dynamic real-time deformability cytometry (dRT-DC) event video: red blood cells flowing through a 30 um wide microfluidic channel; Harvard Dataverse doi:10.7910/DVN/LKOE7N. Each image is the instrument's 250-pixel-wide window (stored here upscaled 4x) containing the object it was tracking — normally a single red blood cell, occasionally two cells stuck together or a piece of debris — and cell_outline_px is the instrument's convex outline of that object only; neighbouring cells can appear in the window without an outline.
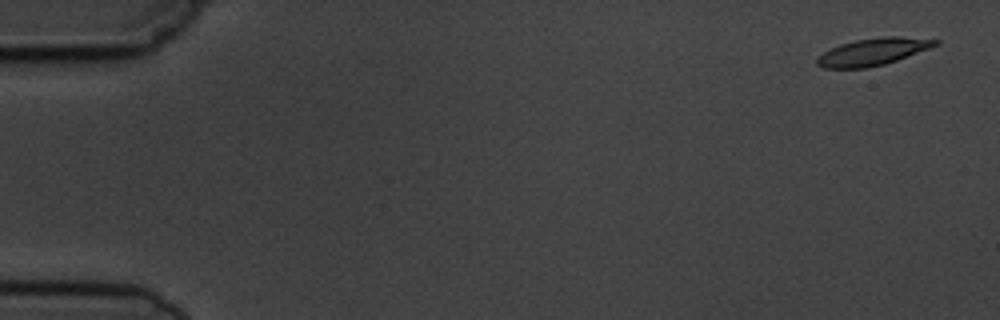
{"species": "common noctule bat (a hibernating species)", "species_latin": "Nyctalus noctula", "temperature_condition": "cold", "stored_images_in_passage": 4, "camera_frame_rate_fps": 3000, "um_per_image_px": 0.085, "animal": {"sex": "male", "body_mass_g": 19.5, "forearm_length_mm": 54.6}, "frame": {"image": 1, "passage_image": 1, "time_ms": 0.0, "image_size_px": [1000, 320], "cell_outline_px": [[940, 44], [896, 60], [884, 64], [868, 68], [824, 68], [816, 64], [816, 60], [824, 52], [840, 44], [856, 40], [884, 36], [900, 36], [940, 40]], "centroid_in_image_um": [74.21, 4.4], "position_along_channel_um": 10.8, "area_um2": 18.5}}
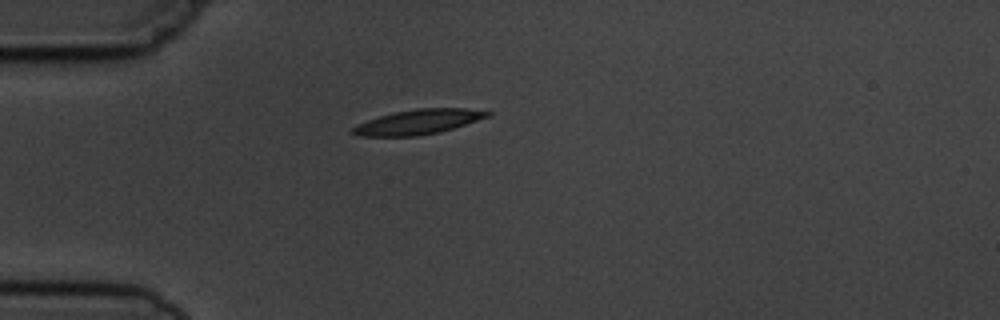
{"frame": {"image": 2, "passage_image": 4, "time_ms": 4.333, "image_size_px": [1000, 320], "cell_outline_px": [[492, 116], [440, 132], [416, 136], [360, 136], [348, 132], [356, 124], [392, 112], [416, 108], [464, 108], [492, 112]], "centroid_in_image_um": [35.54, 10.36], "position_along_channel_um": 49.5, "area_um2": 19.59}}